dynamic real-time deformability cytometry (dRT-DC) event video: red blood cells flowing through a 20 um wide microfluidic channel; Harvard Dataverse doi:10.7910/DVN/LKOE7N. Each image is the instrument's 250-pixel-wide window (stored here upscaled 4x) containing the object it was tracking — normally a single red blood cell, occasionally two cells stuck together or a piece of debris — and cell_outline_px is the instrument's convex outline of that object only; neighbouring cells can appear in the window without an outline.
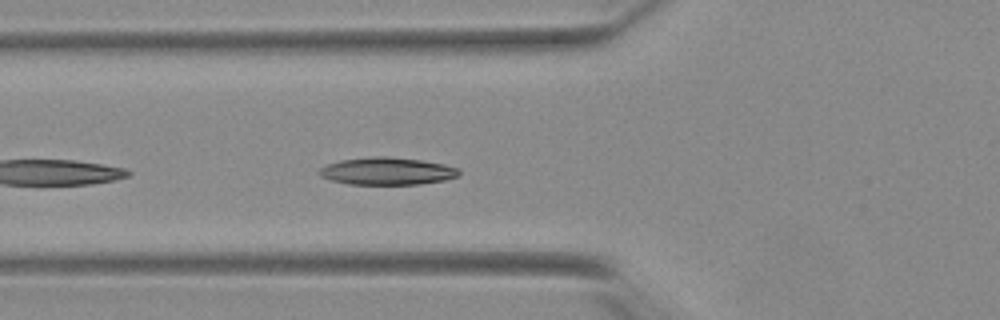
{"species": "Egyptian fruit bat (a non-hibernating species)", "species_latin": "Rousettus aegyptiacus", "temperature_condition": "warm", "stored_images_in_passage": 23, "camera_frame_rate_fps": 3000, "um_per_image_px": 0.085, "animal": {"sex": "female"}, "frame": {"image": 1, "passage_image": 4, "time_ms": 1.0, "image_size_px": [1000, 320], "cell_outline_px": [[460, 172], [456, 176], [444, 180], [420, 184], [348, 184], [332, 180], [320, 176], [316, 172], [320, 168], [328, 164], [340, 160], [368, 156], [388, 156], [420, 160], [444, 164], [460, 168]], "centroid_in_image_um": [32.88, 14.54], "position_along_channel_um": 92.9, "area_um2": 22.37}}
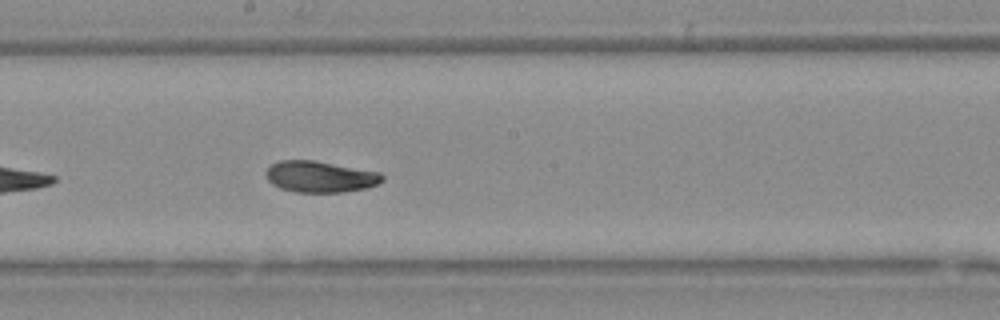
{"frame": {"image": 2, "passage_image": 14, "time_ms": 4.333, "image_size_px": [1000, 320], "cell_outline_px": [[384, 180], [380, 184], [364, 188], [340, 192], [296, 192], [280, 188], [272, 184], [268, 180], [264, 172], [272, 164], [280, 160], [312, 160], [380, 172], [384, 176]], "centroid_in_image_um": [27.2, 15.02], "position_along_channel_um": 221.0, "area_um2": 21.15}}
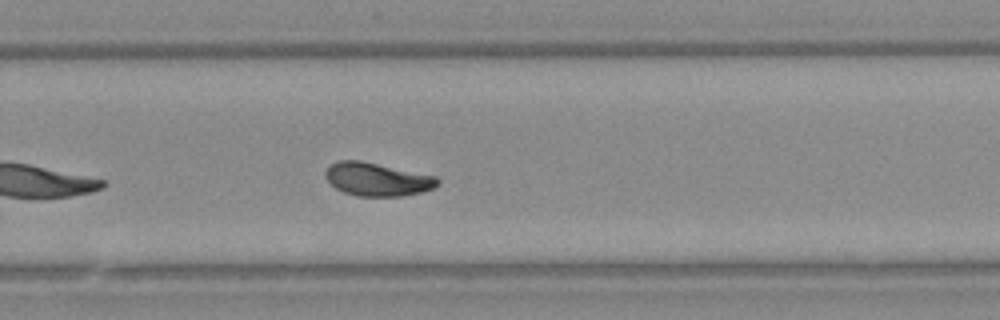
{"frame": {"image": 3, "passage_image": 20, "time_ms": 6.333, "image_size_px": [1000, 320], "cell_outline_px": [[440, 184], [436, 188], [420, 192], [400, 196], [356, 196], [344, 192], [336, 188], [324, 176], [324, 172], [336, 160], [360, 160], [436, 176], [440, 180]], "centroid_in_image_um": [32.08, 15.24], "position_along_channel_um": 297.7, "area_um2": 21.73}}